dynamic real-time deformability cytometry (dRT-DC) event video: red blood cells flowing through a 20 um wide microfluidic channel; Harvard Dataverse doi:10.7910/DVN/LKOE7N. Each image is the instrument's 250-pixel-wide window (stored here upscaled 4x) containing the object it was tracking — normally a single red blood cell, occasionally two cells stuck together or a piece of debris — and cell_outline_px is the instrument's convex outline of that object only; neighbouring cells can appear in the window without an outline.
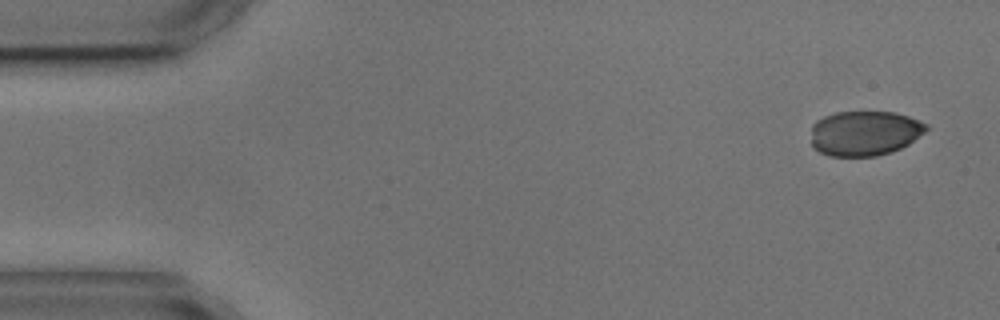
{"species": "common noctule bat (a hibernating species)", "species_latin": "Nyctalus noctula", "temperature_condition": "cold", "stored_images_in_passage": 3, "camera_frame_rate_fps": 3000, "um_per_image_px": 0.085, "animal": {"sex": "male", "body_mass_g": 17.9, "forearm_length_mm": 54.2}, "frame": {"image": 1, "passage_image": 1, "time_ms": 0.0, "image_size_px": [1000, 320], "cell_outline_px": [[928, 128], [924, 132], [908, 144], [900, 148], [876, 156], [828, 156], [812, 148], [812, 124], [816, 120], [824, 116], [836, 112], [896, 112], [920, 120], [928, 124]], "centroid_in_image_um": [73.47, 11.31], "position_along_channel_um": 11.5, "area_um2": 30.23}}